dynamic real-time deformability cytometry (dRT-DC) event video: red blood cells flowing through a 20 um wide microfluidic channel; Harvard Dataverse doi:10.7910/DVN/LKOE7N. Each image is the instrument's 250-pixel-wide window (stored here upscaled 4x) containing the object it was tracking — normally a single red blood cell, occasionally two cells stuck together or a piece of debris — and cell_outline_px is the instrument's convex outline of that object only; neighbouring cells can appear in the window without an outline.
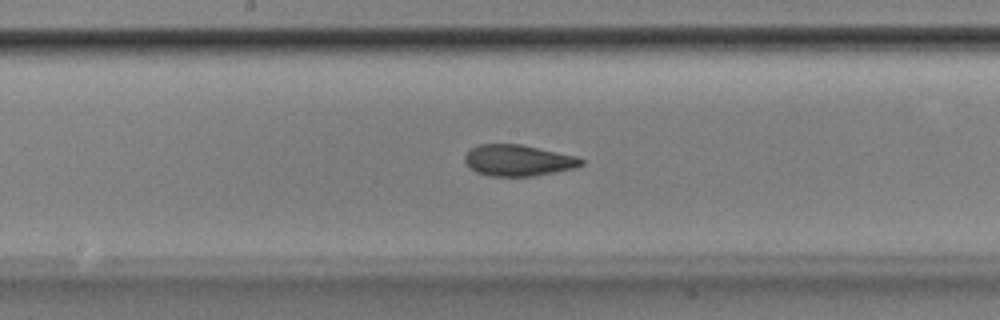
{"species": "Egyptian fruit bat (a non-hibernating species)", "species_latin": "Rousettus aegyptiacus", "temperature_condition": "room temperature", "stored_images_in_passage": 51, "camera_frame_rate_fps": 3000, "um_per_image_px": 0.085, "animal": {"sex": "male"}, "frame": {"image": 1, "passage_image": 26, "time_ms": 8.333, "image_size_px": [1000, 320], "cell_outline_px": [[584, 164], [576, 168], [532, 176], [488, 176], [476, 172], [468, 168], [464, 160], [464, 156], [472, 148], [480, 144], [520, 144], [576, 156], [584, 160]], "centroid_in_image_um": [44.03, 13.64], "position_along_channel_um": 204.2, "area_um2": 21.21}}
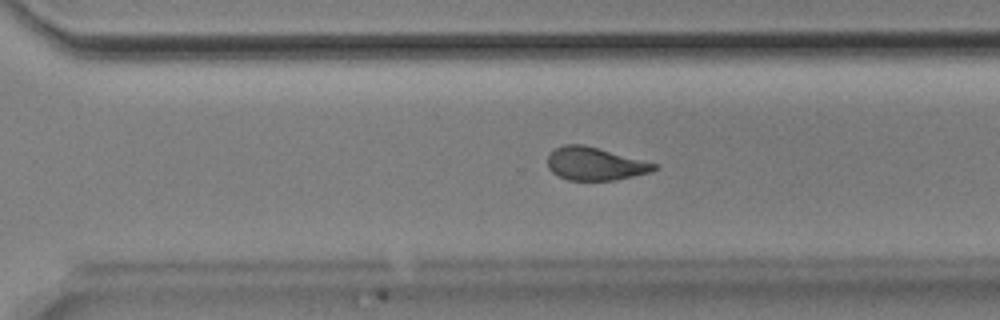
{"frame": {"image": 2, "passage_image": 35, "time_ms": 11.333, "image_size_px": [1000, 320], "cell_outline_px": [[656, 168], [652, 172], [616, 180], [568, 180], [552, 172], [548, 168], [548, 156], [552, 148], [564, 144], [584, 144], [656, 164]], "centroid_in_image_um": [50.52, 13.91], "position_along_channel_um": 320.1, "area_um2": 20.4}}
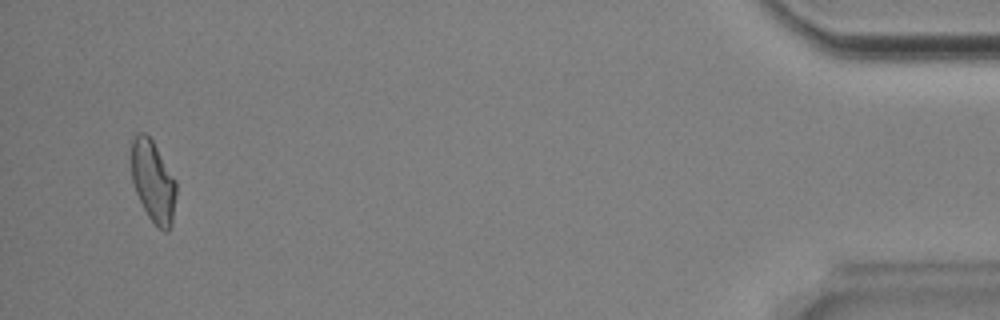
{"frame": {"image": 3, "passage_image": 49, "time_ms": 16.0, "image_size_px": [1000, 320], "cell_outline_px": [[176, 196], [172, 224], [168, 232], [164, 232], [148, 216], [136, 192], [132, 180], [132, 140], [136, 132], [144, 132], [152, 140], [176, 180]], "centroid_in_image_um": [13.03, 15.42], "position_along_channel_um": 422.2, "area_um2": 21.15}, "authors_computed_cell_mechanics": {"area_um2": 21.5594, "velocity_mm_per_s": 3.8813, "shape_relaxation_time_tau1_ms": 8.9351, "shape_relaxation_time_tau2_ms": 2.1099, "deformation_change_tau1": 0.2232, "deformation_change_tau2": 0.0802}}